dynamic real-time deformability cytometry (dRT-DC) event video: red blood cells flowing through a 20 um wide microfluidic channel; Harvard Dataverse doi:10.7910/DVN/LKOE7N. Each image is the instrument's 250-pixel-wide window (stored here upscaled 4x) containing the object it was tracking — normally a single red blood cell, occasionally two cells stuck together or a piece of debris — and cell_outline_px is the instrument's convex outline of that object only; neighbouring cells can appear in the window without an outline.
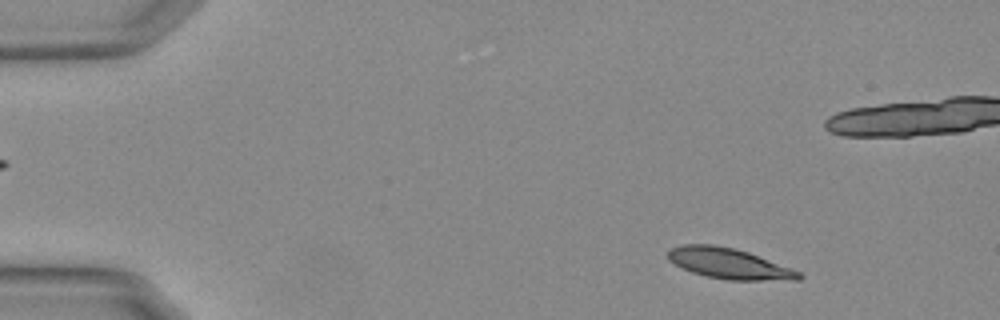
{"species": "Egyptian fruit bat (a non-hibernating species)", "species_latin": "Rousettus aegyptiacus", "temperature_condition": "warm", "stored_images_in_passage": 14, "camera_frame_rate_fps": 3000, "um_per_image_px": 0.085, "animal": {"sex": "female"}, "frame": {"image": 1, "passage_image": 6, "time_ms": 1.667, "image_size_px": [1000, 320], "cell_outline_px": [[804, 276], [800, 280], [728, 280], [704, 276], [692, 272], [668, 260], [668, 252], [672, 248], [684, 244], [712, 244], [732, 248], [748, 252], [800, 272]], "centroid_in_image_um": [61.97, 22.41], "position_along_channel_um": 23.0, "area_um2": 23.06}}